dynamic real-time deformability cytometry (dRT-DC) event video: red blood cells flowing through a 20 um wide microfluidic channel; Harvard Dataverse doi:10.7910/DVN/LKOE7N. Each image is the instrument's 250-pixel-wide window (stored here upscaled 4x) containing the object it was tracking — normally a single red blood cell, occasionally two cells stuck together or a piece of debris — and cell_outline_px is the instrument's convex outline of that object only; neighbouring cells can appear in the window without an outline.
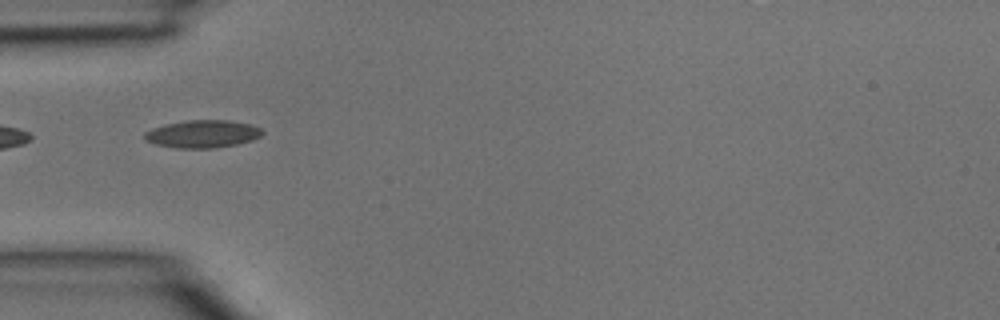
{"species": "common noctule bat (a hibernating species)", "species_latin": "Nyctalus noctula", "temperature_condition": "room temperature", "stored_images_in_passage": 2, "camera_frame_rate_fps": 3000, "um_per_image_px": 0.085, "animal": {"sex": "male", "body_mass_g": 15.6}, "frame": {"image": 1, "passage_image": 2, "time_ms": 0.333, "image_size_px": [1000, 320], "cell_outline_px": [[264, 132], [260, 136], [252, 140], [236, 144], [212, 148], [176, 148], [156, 144], [144, 140], [144, 132], [152, 128], [168, 124], [188, 120], [228, 120], [248, 124], [260, 128]], "centroid_in_image_um": [17.2, 11.39], "position_along_channel_um": 67.8, "area_um2": 18.79}}